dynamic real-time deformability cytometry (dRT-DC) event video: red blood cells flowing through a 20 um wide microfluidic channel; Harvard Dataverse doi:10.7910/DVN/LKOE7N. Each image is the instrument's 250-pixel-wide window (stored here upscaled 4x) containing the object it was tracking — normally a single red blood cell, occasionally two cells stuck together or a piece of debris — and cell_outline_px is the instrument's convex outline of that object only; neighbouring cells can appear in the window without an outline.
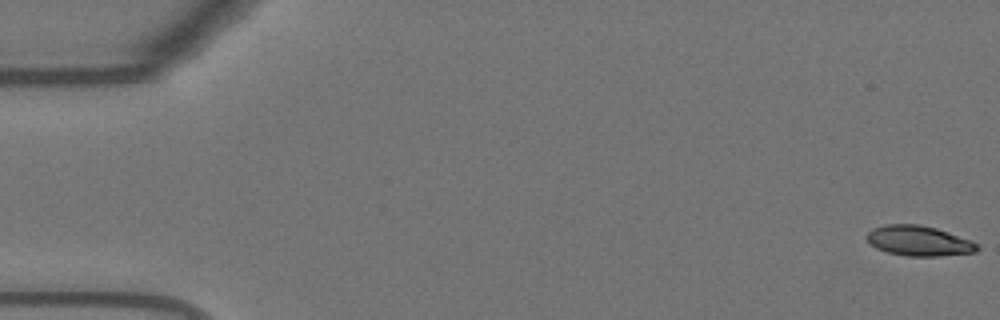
{"species": "Egyptian fruit bat (a non-hibernating species)", "species_latin": "Rousettus aegyptiacus", "temperature_condition": "warm", "stored_images_in_passage": 5, "camera_frame_rate_fps": 3000, "um_per_image_px": 0.085, "animal": {"sex": "female"}, "frame": {"image": 1, "passage_image": 1, "time_ms": 0.0, "image_size_px": [1000, 320], "cell_outline_px": [[980, 248], [976, 252], [940, 256], [904, 256], [888, 252], [876, 248], [868, 244], [864, 236], [872, 228], [884, 224], [916, 224], [936, 228], [972, 240], [980, 244]], "centroid_in_image_um": [78.08, 20.47], "position_along_channel_um": 6.9, "area_um2": 19.77}}